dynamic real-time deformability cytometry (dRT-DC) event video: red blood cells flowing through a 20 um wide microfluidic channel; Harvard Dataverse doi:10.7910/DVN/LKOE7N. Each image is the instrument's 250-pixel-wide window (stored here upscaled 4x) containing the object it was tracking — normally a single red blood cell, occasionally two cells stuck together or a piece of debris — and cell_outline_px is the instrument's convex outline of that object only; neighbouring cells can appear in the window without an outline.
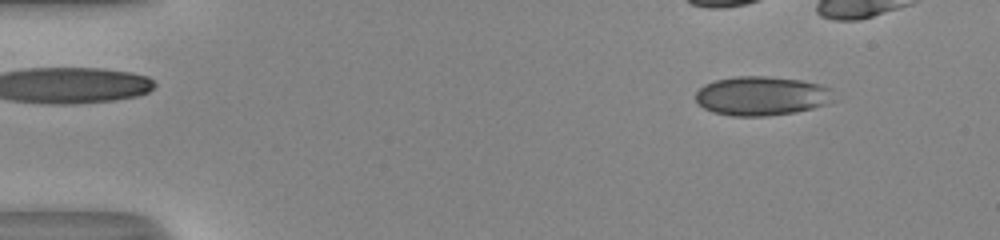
{"species": "human", "species_latin": "Homo sapiens", "temperature_condition": "room temperature", "stored_images_in_passage": 22, "camera_frame_rate_fps": 3000, "um_per_image_px": 0.085, "donor": {"sex": "male"}, "frame": {"image": 1, "passage_image": 7, "time_ms": 2.0, "image_size_px": [1000, 240], "cell_outline_px": [[832, 88], [824, 104], [812, 108], [796, 112], [764, 116], [732, 116], [712, 112], [704, 108], [696, 100], [696, 92], [704, 84], [716, 80], [736, 76], [764, 76], [804, 80], [820, 84]], "centroid_in_image_um": [64.66, 8.14], "position_along_channel_um": 20.3, "area_um2": 31.15}}